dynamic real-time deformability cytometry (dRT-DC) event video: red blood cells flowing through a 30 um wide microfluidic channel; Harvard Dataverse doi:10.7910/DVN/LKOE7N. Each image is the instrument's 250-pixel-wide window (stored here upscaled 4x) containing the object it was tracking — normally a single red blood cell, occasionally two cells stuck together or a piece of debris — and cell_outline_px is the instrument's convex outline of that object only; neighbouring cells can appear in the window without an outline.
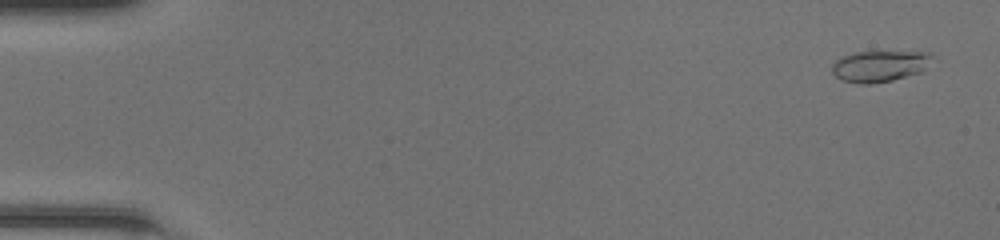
{"species": "common noctule bat (a hibernating species)", "species_latin": "Nyctalus noctula", "temperature_condition": "room temperature", "stored_images_in_passage": 49, "camera_frame_rate_fps": 3000, "um_per_image_px": 0.085, "animal": {"sex": "female", "body_mass_g": 20.0, "forearm_length_mm": 54.0}, "frame": {"image": 1, "passage_image": 2, "time_ms": 0.333, "image_size_px": [1000, 240], "cell_outline_px": [[932, 60], [920, 72], [892, 80], [872, 84], [860, 84], [844, 80], [836, 76], [832, 72], [832, 64], [840, 56], [852, 52], [928, 52], [932, 56]], "centroid_in_image_um": [74.73, 5.61], "position_along_channel_um": 10.3, "area_um2": 18.09}}
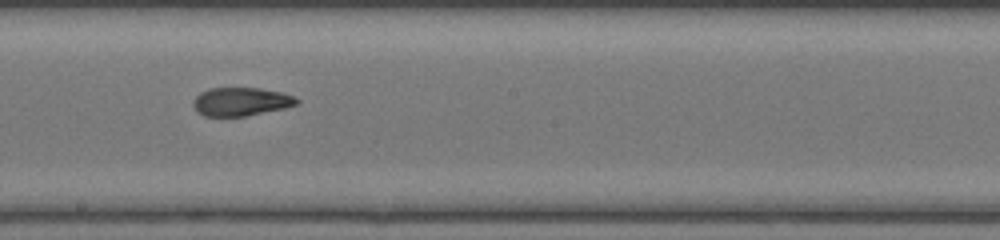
{"frame": {"image": 2, "passage_image": 28, "time_ms": 9.0, "image_size_px": [1000, 240], "cell_outline_px": [[300, 104], [284, 108], [244, 116], [204, 116], [196, 112], [192, 104], [192, 100], [200, 92], [208, 88], [260, 88], [280, 92], [292, 96], [300, 100]], "centroid_in_image_um": [20.44, 8.64], "position_along_channel_um": 227.8, "area_um2": 17.22}}
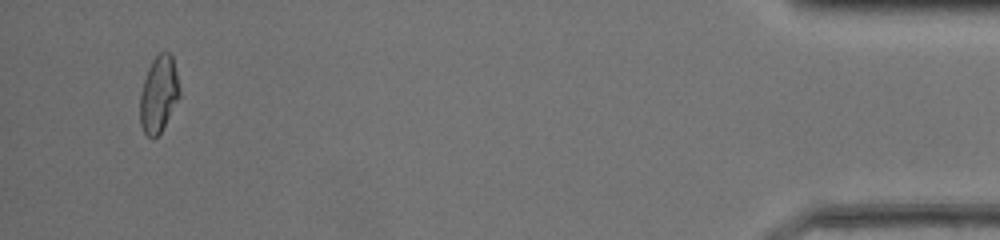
{"frame": {"image": 3, "passage_image": 47, "time_ms": 15.333, "image_size_px": [1000, 240], "cell_outline_px": [[180, 96], [160, 132], [152, 140], [144, 132], [140, 124], [140, 96], [144, 80], [148, 68], [152, 60], [160, 52], [168, 52], [172, 56], [180, 88]], "centroid_in_image_um": [13.48, 8.01], "position_along_channel_um": 421.7, "area_um2": 17.4}, "authors_computed_cell_mechanics": {"area_um2": 17.8024, "velocity_mm_per_s": 4.2768, "shape_relaxation_time_tau1_ms": null, "shape_relaxation_time_tau2_ms": 1.9586, "deformation_change_tau1": null, "deformation_change_tau2": 0.0882}}